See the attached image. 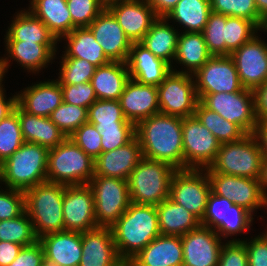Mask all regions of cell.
<instances>
[{
    "mask_svg": "<svg viewBox=\"0 0 267 266\" xmlns=\"http://www.w3.org/2000/svg\"><path fill=\"white\" fill-rule=\"evenodd\" d=\"M136 137L144 158L184 169L182 117L154 114L136 125Z\"/></svg>",
    "mask_w": 267,
    "mask_h": 266,
    "instance_id": "obj_1",
    "label": "cell"
},
{
    "mask_svg": "<svg viewBox=\"0 0 267 266\" xmlns=\"http://www.w3.org/2000/svg\"><path fill=\"white\" fill-rule=\"evenodd\" d=\"M119 258L127 264L151 241L161 235L155 205L130 203L111 226Z\"/></svg>",
    "mask_w": 267,
    "mask_h": 266,
    "instance_id": "obj_2",
    "label": "cell"
},
{
    "mask_svg": "<svg viewBox=\"0 0 267 266\" xmlns=\"http://www.w3.org/2000/svg\"><path fill=\"white\" fill-rule=\"evenodd\" d=\"M65 184L43 182L24 191L25 212L33 224L36 237L65 231L63 198Z\"/></svg>",
    "mask_w": 267,
    "mask_h": 266,
    "instance_id": "obj_3",
    "label": "cell"
},
{
    "mask_svg": "<svg viewBox=\"0 0 267 266\" xmlns=\"http://www.w3.org/2000/svg\"><path fill=\"white\" fill-rule=\"evenodd\" d=\"M48 149L36 143L24 142L0 164V183L6 188L26 191L47 181Z\"/></svg>",
    "mask_w": 267,
    "mask_h": 266,
    "instance_id": "obj_4",
    "label": "cell"
},
{
    "mask_svg": "<svg viewBox=\"0 0 267 266\" xmlns=\"http://www.w3.org/2000/svg\"><path fill=\"white\" fill-rule=\"evenodd\" d=\"M175 170L169 163L143 157L127 179L130 201L159 205L169 198L170 181Z\"/></svg>",
    "mask_w": 267,
    "mask_h": 266,
    "instance_id": "obj_5",
    "label": "cell"
},
{
    "mask_svg": "<svg viewBox=\"0 0 267 266\" xmlns=\"http://www.w3.org/2000/svg\"><path fill=\"white\" fill-rule=\"evenodd\" d=\"M94 176V159L70 137L48 151L47 181L65 185L88 184Z\"/></svg>",
    "mask_w": 267,
    "mask_h": 266,
    "instance_id": "obj_6",
    "label": "cell"
},
{
    "mask_svg": "<svg viewBox=\"0 0 267 266\" xmlns=\"http://www.w3.org/2000/svg\"><path fill=\"white\" fill-rule=\"evenodd\" d=\"M263 157L253 133L234 142L221 144L207 172L259 179Z\"/></svg>",
    "mask_w": 267,
    "mask_h": 266,
    "instance_id": "obj_7",
    "label": "cell"
},
{
    "mask_svg": "<svg viewBox=\"0 0 267 266\" xmlns=\"http://www.w3.org/2000/svg\"><path fill=\"white\" fill-rule=\"evenodd\" d=\"M88 185L94 195L97 226L111 227L131 203L128 181L112 177L93 176Z\"/></svg>",
    "mask_w": 267,
    "mask_h": 266,
    "instance_id": "obj_8",
    "label": "cell"
},
{
    "mask_svg": "<svg viewBox=\"0 0 267 266\" xmlns=\"http://www.w3.org/2000/svg\"><path fill=\"white\" fill-rule=\"evenodd\" d=\"M204 171V172H203ZM211 184L205 169H176L170 181L169 198L202 220Z\"/></svg>",
    "mask_w": 267,
    "mask_h": 266,
    "instance_id": "obj_9",
    "label": "cell"
},
{
    "mask_svg": "<svg viewBox=\"0 0 267 266\" xmlns=\"http://www.w3.org/2000/svg\"><path fill=\"white\" fill-rule=\"evenodd\" d=\"M157 89L160 113L182 118L194 115L200 100L193 75L173 69Z\"/></svg>",
    "mask_w": 267,
    "mask_h": 266,
    "instance_id": "obj_10",
    "label": "cell"
},
{
    "mask_svg": "<svg viewBox=\"0 0 267 266\" xmlns=\"http://www.w3.org/2000/svg\"><path fill=\"white\" fill-rule=\"evenodd\" d=\"M199 100L206 108L237 124L246 134L254 133L257 118L253 90L244 88L232 93L205 94Z\"/></svg>",
    "mask_w": 267,
    "mask_h": 266,
    "instance_id": "obj_11",
    "label": "cell"
},
{
    "mask_svg": "<svg viewBox=\"0 0 267 266\" xmlns=\"http://www.w3.org/2000/svg\"><path fill=\"white\" fill-rule=\"evenodd\" d=\"M253 214L234 204L228 198L220 197L212 191L208 196L206 210L201 225L214 230L220 238H228L250 229Z\"/></svg>",
    "mask_w": 267,
    "mask_h": 266,
    "instance_id": "obj_12",
    "label": "cell"
},
{
    "mask_svg": "<svg viewBox=\"0 0 267 266\" xmlns=\"http://www.w3.org/2000/svg\"><path fill=\"white\" fill-rule=\"evenodd\" d=\"M184 169H206L221 146L218 139L193 115L182 118Z\"/></svg>",
    "mask_w": 267,
    "mask_h": 266,
    "instance_id": "obj_13",
    "label": "cell"
},
{
    "mask_svg": "<svg viewBox=\"0 0 267 266\" xmlns=\"http://www.w3.org/2000/svg\"><path fill=\"white\" fill-rule=\"evenodd\" d=\"M211 191L250 213L267 206V197L263 194L258 179H250L222 173L207 172Z\"/></svg>",
    "mask_w": 267,
    "mask_h": 266,
    "instance_id": "obj_14",
    "label": "cell"
},
{
    "mask_svg": "<svg viewBox=\"0 0 267 266\" xmlns=\"http://www.w3.org/2000/svg\"><path fill=\"white\" fill-rule=\"evenodd\" d=\"M193 77L199 99L205 94L232 93L244 89L230 55L212 56Z\"/></svg>",
    "mask_w": 267,
    "mask_h": 266,
    "instance_id": "obj_15",
    "label": "cell"
},
{
    "mask_svg": "<svg viewBox=\"0 0 267 266\" xmlns=\"http://www.w3.org/2000/svg\"><path fill=\"white\" fill-rule=\"evenodd\" d=\"M62 211L65 231L82 233L98 227L94 195L88 184L65 185Z\"/></svg>",
    "mask_w": 267,
    "mask_h": 266,
    "instance_id": "obj_16",
    "label": "cell"
},
{
    "mask_svg": "<svg viewBox=\"0 0 267 266\" xmlns=\"http://www.w3.org/2000/svg\"><path fill=\"white\" fill-rule=\"evenodd\" d=\"M242 86L255 90L267 81V43L254 35L231 55Z\"/></svg>",
    "mask_w": 267,
    "mask_h": 266,
    "instance_id": "obj_17",
    "label": "cell"
},
{
    "mask_svg": "<svg viewBox=\"0 0 267 266\" xmlns=\"http://www.w3.org/2000/svg\"><path fill=\"white\" fill-rule=\"evenodd\" d=\"M106 8L114 15L131 43H139L158 18L146 0H109Z\"/></svg>",
    "mask_w": 267,
    "mask_h": 266,
    "instance_id": "obj_18",
    "label": "cell"
},
{
    "mask_svg": "<svg viewBox=\"0 0 267 266\" xmlns=\"http://www.w3.org/2000/svg\"><path fill=\"white\" fill-rule=\"evenodd\" d=\"M183 266H218L223 246L220 236L200 225L181 236Z\"/></svg>",
    "mask_w": 267,
    "mask_h": 266,
    "instance_id": "obj_19",
    "label": "cell"
},
{
    "mask_svg": "<svg viewBox=\"0 0 267 266\" xmlns=\"http://www.w3.org/2000/svg\"><path fill=\"white\" fill-rule=\"evenodd\" d=\"M88 28L111 61H127L132 43L126 37L117 19L106 7Z\"/></svg>",
    "mask_w": 267,
    "mask_h": 266,
    "instance_id": "obj_20",
    "label": "cell"
},
{
    "mask_svg": "<svg viewBox=\"0 0 267 266\" xmlns=\"http://www.w3.org/2000/svg\"><path fill=\"white\" fill-rule=\"evenodd\" d=\"M119 102L126 119L137 125L143 119L160 113L157 86L129 79Z\"/></svg>",
    "mask_w": 267,
    "mask_h": 266,
    "instance_id": "obj_21",
    "label": "cell"
},
{
    "mask_svg": "<svg viewBox=\"0 0 267 266\" xmlns=\"http://www.w3.org/2000/svg\"><path fill=\"white\" fill-rule=\"evenodd\" d=\"M82 250L79 266H125L118 256L111 227L82 232Z\"/></svg>",
    "mask_w": 267,
    "mask_h": 266,
    "instance_id": "obj_22",
    "label": "cell"
},
{
    "mask_svg": "<svg viewBox=\"0 0 267 266\" xmlns=\"http://www.w3.org/2000/svg\"><path fill=\"white\" fill-rule=\"evenodd\" d=\"M143 158L137 137L126 145L112 151L102 152L94 160V176L127 180L130 173Z\"/></svg>",
    "mask_w": 267,
    "mask_h": 266,
    "instance_id": "obj_23",
    "label": "cell"
},
{
    "mask_svg": "<svg viewBox=\"0 0 267 266\" xmlns=\"http://www.w3.org/2000/svg\"><path fill=\"white\" fill-rule=\"evenodd\" d=\"M44 260L54 266H79L82 250V233L61 231L40 237Z\"/></svg>",
    "mask_w": 267,
    "mask_h": 266,
    "instance_id": "obj_24",
    "label": "cell"
},
{
    "mask_svg": "<svg viewBox=\"0 0 267 266\" xmlns=\"http://www.w3.org/2000/svg\"><path fill=\"white\" fill-rule=\"evenodd\" d=\"M126 64L131 79L154 86L160 85L172 71L170 64L156 57L140 42L132 43Z\"/></svg>",
    "mask_w": 267,
    "mask_h": 266,
    "instance_id": "obj_25",
    "label": "cell"
},
{
    "mask_svg": "<svg viewBox=\"0 0 267 266\" xmlns=\"http://www.w3.org/2000/svg\"><path fill=\"white\" fill-rule=\"evenodd\" d=\"M16 95L17 105L23 111L41 117H49L63 102L61 84L57 80L37 82Z\"/></svg>",
    "mask_w": 267,
    "mask_h": 266,
    "instance_id": "obj_26",
    "label": "cell"
},
{
    "mask_svg": "<svg viewBox=\"0 0 267 266\" xmlns=\"http://www.w3.org/2000/svg\"><path fill=\"white\" fill-rule=\"evenodd\" d=\"M125 266H183L181 236H157Z\"/></svg>",
    "mask_w": 267,
    "mask_h": 266,
    "instance_id": "obj_27",
    "label": "cell"
},
{
    "mask_svg": "<svg viewBox=\"0 0 267 266\" xmlns=\"http://www.w3.org/2000/svg\"><path fill=\"white\" fill-rule=\"evenodd\" d=\"M5 50L7 57H2V65L5 72L9 68L11 58L19 62L23 69L29 70L28 72L38 73L43 68H47L48 63H52L56 55V44H38L35 42L25 41H5ZM10 59V61H9Z\"/></svg>",
    "mask_w": 267,
    "mask_h": 266,
    "instance_id": "obj_28",
    "label": "cell"
},
{
    "mask_svg": "<svg viewBox=\"0 0 267 266\" xmlns=\"http://www.w3.org/2000/svg\"><path fill=\"white\" fill-rule=\"evenodd\" d=\"M129 79L126 62L110 61L96 68L90 82L98 100H119Z\"/></svg>",
    "mask_w": 267,
    "mask_h": 266,
    "instance_id": "obj_29",
    "label": "cell"
},
{
    "mask_svg": "<svg viewBox=\"0 0 267 266\" xmlns=\"http://www.w3.org/2000/svg\"><path fill=\"white\" fill-rule=\"evenodd\" d=\"M19 121L24 142L36 143L50 150L66 138L49 117L31 115L20 107Z\"/></svg>",
    "mask_w": 267,
    "mask_h": 266,
    "instance_id": "obj_30",
    "label": "cell"
},
{
    "mask_svg": "<svg viewBox=\"0 0 267 266\" xmlns=\"http://www.w3.org/2000/svg\"><path fill=\"white\" fill-rule=\"evenodd\" d=\"M30 5L28 10L48 27L58 41L76 28L66 0H32Z\"/></svg>",
    "mask_w": 267,
    "mask_h": 266,
    "instance_id": "obj_31",
    "label": "cell"
},
{
    "mask_svg": "<svg viewBox=\"0 0 267 266\" xmlns=\"http://www.w3.org/2000/svg\"><path fill=\"white\" fill-rule=\"evenodd\" d=\"M161 235L183 236L201 225L200 220L170 198L156 205Z\"/></svg>",
    "mask_w": 267,
    "mask_h": 266,
    "instance_id": "obj_32",
    "label": "cell"
},
{
    "mask_svg": "<svg viewBox=\"0 0 267 266\" xmlns=\"http://www.w3.org/2000/svg\"><path fill=\"white\" fill-rule=\"evenodd\" d=\"M5 41H25L38 44H57L48 27L30 10H21L8 27Z\"/></svg>",
    "mask_w": 267,
    "mask_h": 266,
    "instance_id": "obj_33",
    "label": "cell"
},
{
    "mask_svg": "<svg viewBox=\"0 0 267 266\" xmlns=\"http://www.w3.org/2000/svg\"><path fill=\"white\" fill-rule=\"evenodd\" d=\"M62 38L67 42L63 57L86 59L96 67L111 61L88 27H76Z\"/></svg>",
    "mask_w": 267,
    "mask_h": 266,
    "instance_id": "obj_34",
    "label": "cell"
},
{
    "mask_svg": "<svg viewBox=\"0 0 267 266\" xmlns=\"http://www.w3.org/2000/svg\"><path fill=\"white\" fill-rule=\"evenodd\" d=\"M167 22L165 17H158L140 43L170 64L173 70L171 61L175 58L179 32Z\"/></svg>",
    "mask_w": 267,
    "mask_h": 266,
    "instance_id": "obj_35",
    "label": "cell"
},
{
    "mask_svg": "<svg viewBox=\"0 0 267 266\" xmlns=\"http://www.w3.org/2000/svg\"><path fill=\"white\" fill-rule=\"evenodd\" d=\"M212 55L208 51L207 45L202 33L181 32L178 36L177 49L174 61L184 65L185 71L180 73L195 74Z\"/></svg>",
    "mask_w": 267,
    "mask_h": 266,
    "instance_id": "obj_36",
    "label": "cell"
},
{
    "mask_svg": "<svg viewBox=\"0 0 267 266\" xmlns=\"http://www.w3.org/2000/svg\"><path fill=\"white\" fill-rule=\"evenodd\" d=\"M210 13V0H180L165 18L183 25L185 32L202 33Z\"/></svg>",
    "mask_w": 267,
    "mask_h": 266,
    "instance_id": "obj_37",
    "label": "cell"
},
{
    "mask_svg": "<svg viewBox=\"0 0 267 266\" xmlns=\"http://www.w3.org/2000/svg\"><path fill=\"white\" fill-rule=\"evenodd\" d=\"M194 115L221 144L238 141L247 135L237 124L229 122L217 112L206 108L200 101Z\"/></svg>",
    "mask_w": 267,
    "mask_h": 266,
    "instance_id": "obj_38",
    "label": "cell"
},
{
    "mask_svg": "<svg viewBox=\"0 0 267 266\" xmlns=\"http://www.w3.org/2000/svg\"><path fill=\"white\" fill-rule=\"evenodd\" d=\"M87 122L96 127L135 125L124 116L119 100H96L87 112Z\"/></svg>",
    "mask_w": 267,
    "mask_h": 266,
    "instance_id": "obj_39",
    "label": "cell"
},
{
    "mask_svg": "<svg viewBox=\"0 0 267 266\" xmlns=\"http://www.w3.org/2000/svg\"><path fill=\"white\" fill-rule=\"evenodd\" d=\"M0 241L28 246L38 241L29 215L24 211L13 219L0 221Z\"/></svg>",
    "mask_w": 267,
    "mask_h": 266,
    "instance_id": "obj_40",
    "label": "cell"
},
{
    "mask_svg": "<svg viewBox=\"0 0 267 266\" xmlns=\"http://www.w3.org/2000/svg\"><path fill=\"white\" fill-rule=\"evenodd\" d=\"M24 144L19 121V106L0 121V164Z\"/></svg>",
    "mask_w": 267,
    "mask_h": 266,
    "instance_id": "obj_41",
    "label": "cell"
},
{
    "mask_svg": "<svg viewBox=\"0 0 267 266\" xmlns=\"http://www.w3.org/2000/svg\"><path fill=\"white\" fill-rule=\"evenodd\" d=\"M258 30L259 28L248 19L226 16L225 56L231 55L234 50L249 41Z\"/></svg>",
    "mask_w": 267,
    "mask_h": 266,
    "instance_id": "obj_42",
    "label": "cell"
},
{
    "mask_svg": "<svg viewBox=\"0 0 267 266\" xmlns=\"http://www.w3.org/2000/svg\"><path fill=\"white\" fill-rule=\"evenodd\" d=\"M211 12L252 21L260 28L266 21L259 15L255 0H210Z\"/></svg>",
    "mask_w": 267,
    "mask_h": 266,
    "instance_id": "obj_43",
    "label": "cell"
},
{
    "mask_svg": "<svg viewBox=\"0 0 267 266\" xmlns=\"http://www.w3.org/2000/svg\"><path fill=\"white\" fill-rule=\"evenodd\" d=\"M88 109L62 102L49 116L50 120L69 137L76 129L87 122Z\"/></svg>",
    "mask_w": 267,
    "mask_h": 266,
    "instance_id": "obj_44",
    "label": "cell"
},
{
    "mask_svg": "<svg viewBox=\"0 0 267 266\" xmlns=\"http://www.w3.org/2000/svg\"><path fill=\"white\" fill-rule=\"evenodd\" d=\"M61 69L56 79L60 84H74L90 82L96 66L86 59L61 56Z\"/></svg>",
    "mask_w": 267,
    "mask_h": 266,
    "instance_id": "obj_45",
    "label": "cell"
},
{
    "mask_svg": "<svg viewBox=\"0 0 267 266\" xmlns=\"http://www.w3.org/2000/svg\"><path fill=\"white\" fill-rule=\"evenodd\" d=\"M226 15L211 12L202 34L212 56H225Z\"/></svg>",
    "mask_w": 267,
    "mask_h": 266,
    "instance_id": "obj_46",
    "label": "cell"
},
{
    "mask_svg": "<svg viewBox=\"0 0 267 266\" xmlns=\"http://www.w3.org/2000/svg\"><path fill=\"white\" fill-rule=\"evenodd\" d=\"M75 27H88L105 9V0H66Z\"/></svg>",
    "mask_w": 267,
    "mask_h": 266,
    "instance_id": "obj_47",
    "label": "cell"
},
{
    "mask_svg": "<svg viewBox=\"0 0 267 266\" xmlns=\"http://www.w3.org/2000/svg\"><path fill=\"white\" fill-rule=\"evenodd\" d=\"M101 134L102 152L122 147L136 137V125L96 127Z\"/></svg>",
    "mask_w": 267,
    "mask_h": 266,
    "instance_id": "obj_48",
    "label": "cell"
},
{
    "mask_svg": "<svg viewBox=\"0 0 267 266\" xmlns=\"http://www.w3.org/2000/svg\"><path fill=\"white\" fill-rule=\"evenodd\" d=\"M69 137L94 160L102 153L101 134L96 126L89 122L81 125Z\"/></svg>",
    "mask_w": 267,
    "mask_h": 266,
    "instance_id": "obj_49",
    "label": "cell"
},
{
    "mask_svg": "<svg viewBox=\"0 0 267 266\" xmlns=\"http://www.w3.org/2000/svg\"><path fill=\"white\" fill-rule=\"evenodd\" d=\"M63 102L89 108L97 97L91 82L74 84H61Z\"/></svg>",
    "mask_w": 267,
    "mask_h": 266,
    "instance_id": "obj_50",
    "label": "cell"
},
{
    "mask_svg": "<svg viewBox=\"0 0 267 266\" xmlns=\"http://www.w3.org/2000/svg\"><path fill=\"white\" fill-rule=\"evenodd\" d=\"M25 211L24 191L7 188L0 190V221L13 219Z\"/></svg>",
    "mask_w": 267,
    "mask_h": 266,
    "instance_id": "obj_51",
    "label": "cell"
},
{
    "mask_svg": "<svg viewBox=\"0 0 267 266\" xmlns=\"http://www.w3.org/2000/svg\"><path fill=\"white\" fill-rule=\"evenodd\" d=\"M263 234V235H262ZM247 240L235 239L230 242H243L247 250L248 266H267V231Z\"/></svg>",
    "mask_w": 267,
    "mask_h": 266,
    "instance_id": "obj_52",
    "label": "cell"
},
{
    "mask_svg": "<svg viewBox=\"0 0 267 266\" xmlns=\"http://www.w3.org/2000/svg\"><path fill=\"white\" fill-rule=\"evenodd\" d=\"M218 266H248L244 243L228 241L223 244Z\"/></svg>",
    "mask_w": 267,
    "mask_h": 266,
    "instance_id": "obj_53",
    "label": "cell"
},
{
    "mask_svg": "<svg viewBox=\"0 0 267 266\" xmlns=\"http://www.w3.org/2000/svg\"><path fill=\"white\" fill-rule=\"evenodd\" d=\"M44 261L43 247L38 240L32 245L23 246L9 266H40Z\"/></svg>",
    "mask_w": 267,
    "mask_h": 266,
    "instance_id": "obj_54",
    "label": "cell"
},
{
    "mask_svg": "<svg viewBox=\"0 0 267 266\" xmlns=\"http://www.w3.org/2000/svg\"><path fill=\"white\" fill-rule=\"evenodd\" d=\"M257 120L267 119V81L254 90Z\"/></svg>",
    "mask_w": 267,
    "mask_h": 266,
    "instance_id": "obj_55",
    "label": "cell"
},
{
    "mask_svg": "<svg viewBox=\"0 0 267 266\" xmlns=\"http://www.w3.org/2000/svg\"><path fill=\"white\" fill-rule=\"evenodd\" d=\"M22 247L16 243L0 241V266H9L17 258Z\"/></svg>",
    "mask_w": 267,
    "mask_h": 266,
    "instance_id": "obj_56",
    "label": "cell"
},
{
    "mask_svg": "<svg viewBox=\"0 0 267 266\" xmlns=\"http://www.w3.org/2000/svg\"><path fill=\"white\" fill-rule=\"evenodd\" d=\"M263 158H267V119L257 120L254 131Z\"/></svg>",
    "mask_w": 267,
    "mask_h": 266,
    "instance_id": "obj_57",
    "label": "cell"
},
{
    "mask_svg": "<svg viewBox=\"0 0 267 266\" xmlns=\"http://www.w3.org/2000/svg\"><path fill=\"white\" fill-rule=\"evenodd\" d=\"M158 17H165L180 0H146Z\"/></svg>",
    "mask_w": 267,
    "mask_h": 266,
    "instance_id": "obj_58",
    "label": "cell"
},
{
    "mask_svg": "<svg viewBox=\"0 0 267 266\" xmlns=\"http://www.w3.org/2000/svg\"><path fill=\"white\" fill-rule=\"evenodd\" d=\"M5 88L0 92V121L10 115L17 105V95L6 98Z\"/></svg>",
    "mask_w": 267,
    "mask_h": 266,
    "instance_id": "obj_59",
    "label": "cell"
},
{
    "mask_svg": "<svg viewBox=\"0 0 267 266\" xmlns=\"http://www.w3.org/2000/svg\"><path fill=\"white\" fill-rule=\"evenodd\" d=\"M259 15L266 21L260 28V31L267 32V0H255Z\"/></svg>",
    "mask_w": 267,
    "mask_h": 266,
    "instance_id": "obj_60",
    "label": "cell"
},
{
    "mask_svg": "<svg viewBox=\"0 0 267 266\" xmlns=\"http://www.w3.org/2000/svg\"><path fill=\"white\" fill-rule=\"evenodd\" d=\"M259 183L263 194L267 197V158H263Z\"/></svg>",
    "mask_w": 267,
    "mask_h": 266,
    "instance_id": "obj_61",
    "label": "cell"
},
{
    "mask_svg": "<svg viewBox=\"0 0 267 266\" xmlns=\"http://www.w3.org/2000/svg\"><path fill=\"white\" fill-rule=\"evenodd\" d=\"M5 75V68L3 66H0V92L4 89L2 81L4 80L3 77Z\"/></svg>",
    "mask_w": 267,
    "mask_h": 266,
    "instance_id": "obj_62",
    "label": "cell"
},
{
    "mask_svg": "<svg viewBox=\"0 0 267 266\" xmlns=\"http://www.w3.org/2000/svg\"><path fill=\"white\" fill-rule=\"evenodd\" d=\"M40 266H54V265L44 261Z\"/></svg>",
    "mask_w": 267,
    "mask_h": 266,
    "instance_id": "obj_63",
    "label": "cell"
},
{
    "mask_svg": "<svg viewBox=\"0 0 267 266\" xmlns=\"http://www.w3.org/2000/svg\"><path fill=\"white\" fill-rule=\"evenodd\" d=\"M0 66H3V65H2V58H0Z\"/></svg>",
    "mask_w": 267,
    "mask_h": 266,
    "instance_id": "obj_64",
    "label": "cell"
}]
</instances>
